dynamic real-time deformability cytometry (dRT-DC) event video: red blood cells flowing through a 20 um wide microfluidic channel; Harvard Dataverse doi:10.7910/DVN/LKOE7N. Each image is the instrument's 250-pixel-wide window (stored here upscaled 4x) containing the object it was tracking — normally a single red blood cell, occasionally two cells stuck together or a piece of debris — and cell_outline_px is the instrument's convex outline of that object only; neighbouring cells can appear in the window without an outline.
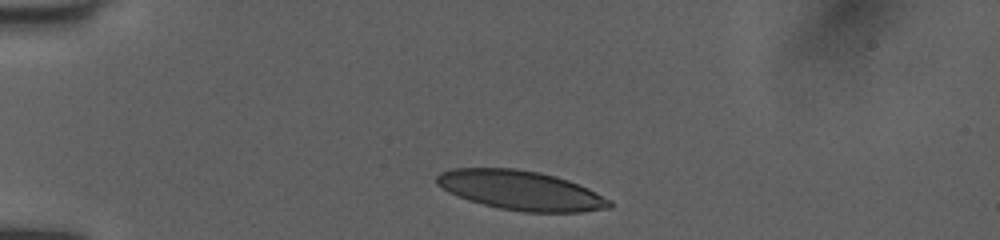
{"species": "human", "species_latin": "Homo sapiens", "temperature_condition": "room temperature", "stored_images_in_passage": 9, "camera_frame_rate_fps": 3000, "um_per_image_px": 0.085, "donor": {"sex": "female"}, "frame": {"image": 1, "passage_image": 1, "time_ms": 0.0, "image_size_px": [1000, 240], "cell_outline_px": [[612, 208], [580, 212], [524, 212], [500, 208], [468, 200], [448, 192], [436, 184], [436, 176], [440, 172], [452, 168], [512, 168], [540, 172], [556, 176], [568, 180], [588, 188], [612, 200]], "centroid_in_image_um": [44.28, 16.18], "position_along_channel_um": 40.7, "area_um2": 39.77}}
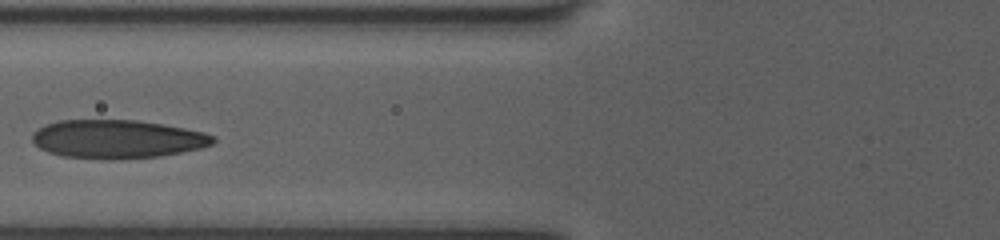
{"frame": {"image": 2, "passage_image": 4, "time_ms": 1.0, "image_size_px": [1000, 240], "cell_outline_px": [[216, 140], [212, 144], [200, 148], [160, 156], [112, 160], [60, 156], [48, 152], [40, 148], [32, 140], [32, 136], [40, 128], [48, 124], [60, 120], [136, 120], [184, 128], [204, 132], [216, 136]], "centroid_in_image_um": [9.98, 11.83], "position_along_channel_um": 115.8, "area_um2": 40.4}}
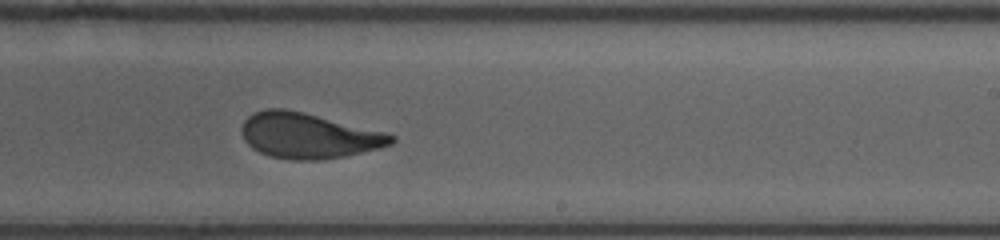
{"frame": {"image": 3, "passage_image": 8, "time_ms": 2.333, "image_size_px": [1000, 240], "cell_outline_px": [[396, 140], [392, 144], [380, 148], [344, 156], [320, 160], [292, 160], [272, 156], [260, 152], [252, 148], [244, 140], [240, 128], [244, 120], [252, 112], [268, 108], [284, 108], [304, 112], [388, 132], [396, 136]], "centroid_in_image_um": [26.23, 11.52], "position_along_channel_um": 262.8, "area_um2": 39.94}}